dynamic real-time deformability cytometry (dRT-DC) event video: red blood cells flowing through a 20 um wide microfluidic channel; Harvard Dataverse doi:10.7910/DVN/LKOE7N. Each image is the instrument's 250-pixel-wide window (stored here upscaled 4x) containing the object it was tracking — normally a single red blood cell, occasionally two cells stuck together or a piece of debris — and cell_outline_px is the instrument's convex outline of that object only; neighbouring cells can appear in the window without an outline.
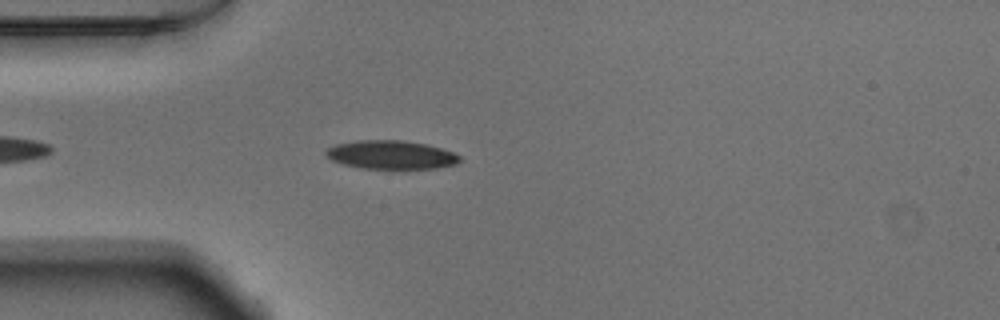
{"species": "Egyptian fruit bat (a non-hibernating species)", "species_latin": "Rousettus aegyptiacus", "temperature_condition": "warm", "stored_images_in_passage": 26, "camera_frame_rate_fps": 3000, "um_per_image_px": 0.085, "animal": {"sex": "male"}, "frame": {"image": 1, "passage_image": 6, "time_ms": 1.667, "image_size_px": [1000, 320], "cell_outline_px": [[460, 160], [456, 164], [436, 168], [392, 172], [364, 168], [344, 164], [332, 160], [324, 156], [324, 152], [328, 148], [336, 144], [356, 140], [404, 140], [428, 144], [452, 152], [460, 156]], "centroid_in_image_um": [33.24, 13.2], "position_along_channel_um": 51.8, "area_um2": 23.24}}
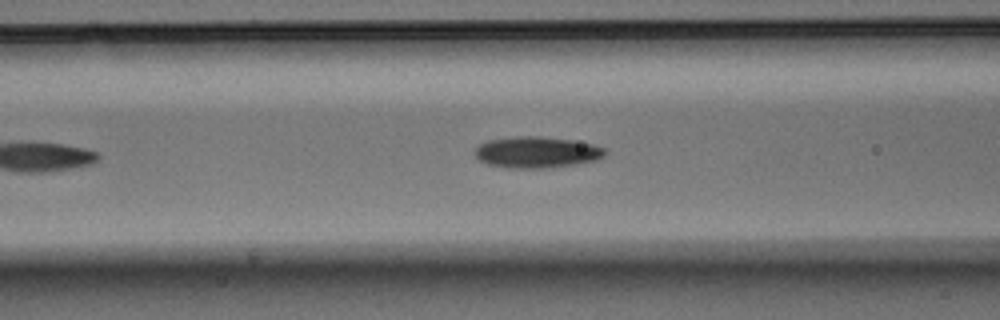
{"frame": {"image": 2, "passage_image": 12, "time_ms": 3.667, "image_size_px": [1000, 320], "cell_outline_px": [[608, 152], [604, 156], [596, 160], [572, 164], [544, 168], [508, 168], [488, 164], [480, 160], [476, 156], [476, 148], [480, 144], [488, 140], [516, 136], [540, 136], [572, 140], [592, 144], [604, 148]], "centroid_in_image_um": [45.63, 12.93], "position_along_channel_um": 121.0, "area_um2": 23.52}}
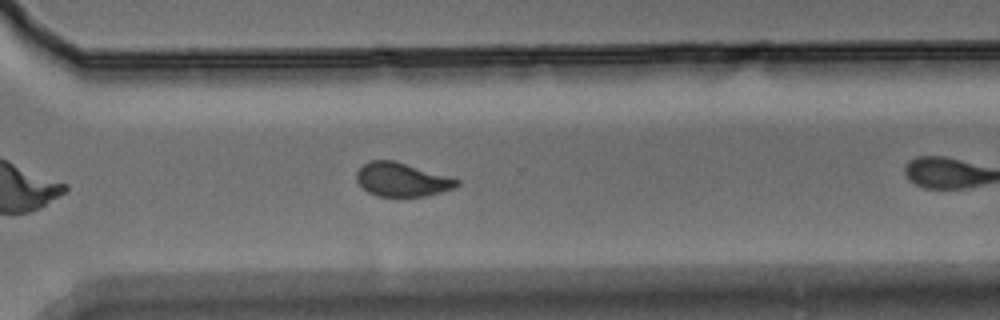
{"frame": {"image": 3, "passage_image": 22, "time_ms": 7.0, "image_size_px": [1000, 320], "cell_outline_px": [[460, 184], [456, 188], [424, 196], [376, 196], [368, 192], [356, 180], [356, 172], [364, 164], [372, 160], [392, 160], [460, 180]], "centroid_in_image_um": [34.15, 15.28], "position_along_channel_um": 336.4, "area_um2": 19.36}}